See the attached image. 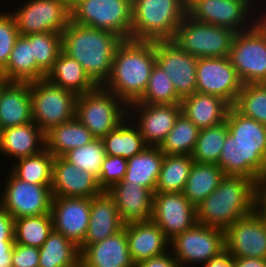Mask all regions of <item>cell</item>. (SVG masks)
I'll return each instance as SVG.
<instances>
[{"instance_id":"1","label":"cell","mask_w":266,"mask_h":267,"mask_svg":"<svg viewBox=\"0 0 266 267\" xmlns=\"http://www.w3.org/2000/svg\"><path fill=\"white\" fill-rule=\"evenodd\" d=\"M228 134L217 165L225 176H243L257 182L266 172V125L228 110Z\"/></svg>"},{"instance_id":"2","label":"cell","mask_w":266,"mask_h":267,"mask_svg":"<svg viewBox=\"0 0 266 267\" xmlns=\"http://www.w3.org/2000/svg\"><path fill=\"white\" fill-rule=\"evenodd\" d=\"M123 41L111 31L70 21L62 32V51L78 61L97 85H103L110 75L115 52Z\"/></svg>"},{"instance_id":"3","label":"cell","mask_w":266,"mask_h":267,"mask_svg":"<svg viewBox=\"0 0 266 267\" xmlns=\"http://www.w3.org/2000/svg\"><path fill=\"white\" fill-rule=\"evenodd\" d=\"M155 64V41L124 40L115 52L110 75L102 86L128 106L143 96Z\"/></svg>"},{"instance_id":"4","label":"cell","mask_w":266,"mask_h":267,"mask_svg":"<svg viewBox=\"0 0 266 267\" xmlns=\"http://www.w3.org/2000/svg\"><path fill=\"white\" fill-rule=\"evenodd\" d=\"M256 210V181L225 176L219 186L196 206L198 224L221 230Z\"/></svg>"},{"instance_id":"5","label":"cell","mask_w":266,"mask_h":267,"mask_svg":"<svg viewBox=\"0 0 266 267\" xmlns=\"http://www.w3.org/2000/svg\"><path fill=\"white\" fill-rule=\"evenodd\" d=\"M186 14L179 0H132L131 39L173 40Z\"/></svg>"},{"instance_id":"6","label":"cell","mask_w":266,"mask_h":267,"mask_svg":"<svg viewBox=\"0 0 266 267\" xmlns=\"http://www.w3.org/2000/svg\"><path fill=\"white\" fill-rule=\"evenodd\" d=\"M127 116L128 106L102 85L77 97L75 117L95 138L102 139Z\"/></svg>"},{"instance_id":"7","label":"cell","mask_w":266,"mask_h":267,"mask_svg":"<svg viewBox=\"0 0 266 267\" xmlns=\"http://www.w3.org/2000/svg\"><path fill=\"white\" fill-rule=\"evenodd\" d=\"M71 21L131 39L132 0H70Z\"/></svg>"},{"instance_id":"8","label":"cell","mask_w":266,"mask_h":267,"mask_svg":"<svg viewBox=\"0 0 266 267\" xmlns=\"http://www.w3.org/2000/svg\"><path fill=\"white\" fill-rule=\"evenodd\" d=\"M235 34L229 28L199 22L186 14L172 41L197 58L227 57Z\"/></svg>"},{"instance_id":"9","label":"cell","mask_w":266,"mask_h":267,"mask_svg":"<svg viewBox=\"0 0 266 267\" xmlns=\"http://www.w3.org/2000/svg\"><path fill=\"white\" fill-rule=\"evenodd\" d=\"M33 122L44 132L75 118L78 95L48 82H30Z\"/></svg>"},{"instance_id":"10","label":"cell","mask_w":266,"mask_h":267,"mask_svg":"<svg viewBox=\"0 0 266 267\" xmlns=\"http://www.w3.org/2000/svg\"><path fill=\"white\" fill-rule=\"evenodd\" d=\"M11 9L19 34H62L71 21L70 0H24ZM17 9V10H16Z\"/></svg>"},{"instance_id":"11","label":"cell","mask_w":266,"mask_h":267,"mask_svg":"<svg viewBox=\"0 0 266 267\" xmlns=\"http://www.w3.org/2000/svg\"><path fill=\"white\" fill-rule=\"evenodd\" d=\"M265 1L199 0L187 14L199 22L229 28L237 33L255 24L259 9Z\"/></svg>"},{"instance_id":"12","label":"cell","mask_w":266,"mask_h":267,"mask_svg":"<svg viewBox=\"0 0 266 267\" xmlns=\"http://www.w3.org/2000/svg\"><path fill=\"white\" fill-rule=\"evenodd\" d=\"M229 58L243 84L266 83V37L255 24L234 35Z\"/></svg>"},{"instance_id":"13","label":"cell","mask_w":266,"mask_h":267,"mask_svg":"<svg viewBox=\"0 0 266 267\" xmlns=\"http://www.w3.org/2000/svg\"><path fill=\"white\" fill-rule=\"evenodd\" d=\"M1 186L2 208L14 219L51 213V185H35L16 178L8 169ZM3 188V189H2Z\"/></svg>"},{"instance_id":"14","label":"cell","mask_w":266,"mask_h":267,"mask_svg":"<svg viewBox=\"0 0 266 267\" xmlns=\"http://www.w3.org/2000/svg\"><path fill=\"white\" fill-rule=\"evenodd\" d=\"M179 265H203L225 250L224 230L196 223L170 240Z\"/></svg>"},{"instance_id":"15","label":"cell","mask_w":266,"mask_h":267,"mask_svg":"<svg viewBox=\"0 0 266 267\" xmlns=\"http://www.w3.org/2000/svg\"><path fill=\"white\" fill-rule=\"evenodd\" d=\"M196 80L197 92L219 96L231 106L243 86L229 56L198 58Z\"/></svg>"},{"instance_id":"16","label":"cell","mask_w":266,"mask_h":267,"mask_svg":"<svg viewBox=\"0 0 266 267\" xmlns=\"http://www.w3.org/2000/svg\"><path fill=\"white\" fill-rule=\"evenodd\" d=\"M155 55L156 64L170 77L181 99L197 92V57L183 51L172 40L155 41Z\"/></svg>"},{"instance_id":"17","label":"cell","mask_w":266,"mask_h":267,"mask_svg":"<svg viewBox=\"0 0 266 267\" xmlns=\"http://www.w3.org/2000/svg\"><path fill=\"white\" fill-rule=\"evenodd\" d=\"M182 113L181 103L128 105V117L138 127L147 146L159 147Z\"/></svg>"},{"instance_id":"18","label":"cell","mask_w":266,"mask_h":267,"mask_svg":"<svg viewBox=\"0 0 266 267\" xmlns=\"http://www.w3.org/2000/svg\"><path fill=\"white\" fill-rule=\"evenodd\" d=\"M151 220L169 240H172L197 223L196 207L189 202L183 192H155Z\"/></svg>"},{"instance_id":"19","label":"cell","mask_w":266,"mask_h":267,"mask_svg":"<svg viewBox=\"0 0 266 267\" xmlns=\"http://www.w3.org/2000/svg\"><path fill=\"white\" fill-rule=\"evenodd\" d=\"M224 242L233 257L266 259V226L261 215L255 210L236 220L224 231Z\"/></svg>"},{"instance_id":"20","label":"cell","mask_w":266,"mask_h":267,"mask_svg":"<svg viewBox=\"0 0 266 267\" xmlns=\"http://www.w3.org/2000/svg\"><path fill=\"white\" fill-rule=\"evenodd\" d=\"M90 209L91 198L53 197L51 204L53 229L79 247L88 230Z\"/></svg>"},{"instance_id":"21","label":"cell","mask_w":266,"mask_h":267,"mask_svg":"<svg viewBox=\"0 0 266 267\" xmlns=\"http://www.w3.org/2000/svg\"><path fill=\"white\" fill-rule=\"evenodd\" d=\"M51 191L53 197L92 198L103 191L97 178L63 157H54Z\"/></svg>"},{"instance_id":"22","label":"cell","mask_w":266,"mask_h":267,"mask_svg":"<svg viewBox=\"0 0 266 267\" xmlns=\"http://www.w3.org/2000/svg\"><path fill=\"white\" fill-rule=\"evenodd\" d=\"M82 267H136L128 248L126 229L90 245H80Z\"/></svg>"},{"instance_id":"23","label":"cell","mask_w":266,"mask_h":267,"mask_svg":"<svg viewBox=\"0 0 266 267\" xmlns=\"http://www.w3.org/2000/svg\"><path fill=\"white\" fill-rule=\"evenodd\" d=\"M115 200L124 224L151 220L154 192L129 181H120L107 191Z\"/></svg>"},{"instance_id":"24","label":"cell","mask_w":266,"mask_h":267,"mask_svg":"<svg viewBox=\"0 0 266 267\" xmlns=\"http://www.w3.org/2000/svg\"><path fill=\"white\" fill-rule=\"evenodd\" d=\"M124 228L135 264L170 250V240L152 220L127 223Z\"/></svg>"},{"instance_id":"25","label":"cell","mask_w":266,"mask_h":267,"mask_svg":"<svg viewBox=\"0 0 266 267\" xmlns=\"http://www.w3.org/2000/svg\"><path fill=\"white\" fill-rule=\"evenodd\" d=\"M45 149V133L32 121L24 125L2 129L0 159L15 162ZM5 157V158H1Z\"/></svg>"},{"instance_id":"26","label":"cell","mask_w":266,"mask_h":267,"mask_svg":"<svg viewBox=\"0 0 266 267\" xmlns=\"http://www.w3.org/2000/svg\"><path fill=\"white\" fill-rule=\"evenodd\" d=\"M123 228L115 200L107 191H103L91 198L88 230L81 245L103 241Z\"/></svg>"},{"instance_id":"27","label":"cell","mask_w":266,"mask_h":267,"mask_svg":"<svg viewBox=\"0 0 266 267\" xmlns=\"http://www.w3.org/2000/svg\"><path fill=\"white\" fill-rule=\"evenodd\" d=\"M230 107L221 97L200 92L181 99L182 113L200 130L224 122Z\"/></svg>"},{"instance_id":"28","label":"cell","mask_w":266,"mask_h":267,"mask_svg":"<svg viewBox=\"0 0 266 267\" xmlns=\"http://www.w3.org/2000/svg\"><path fill=\"white\" fill-rule=\"evenodd\" d=\"M32 121L30 82L10 81L0 96L1 129Z\"/></svg>"},{"instance_id":"29","label":"cell","mask_w":266,"mask_h":267,"mask_svg":"<svg viewBox=\"0 0 266 267\" xmlns=\"http://www.w3.org/2000/svg\"><path fill=\"white\" fill-rule=\"evenodd\" d=\"M45 79L53 85L70 90L77 95L92 91L98 86L85 72L81 64L63 51L59 53Z\"/></svg>"},{"instance_id":"30","label":"cell","mask_w":266,"mask_h":267,"mask_svg":"<svg viewBox=\"0 0 266 267\" xmlns=\"http://www.w3.org/2000/svg\"><path fill=\"white\" fill-rule=\"evenodd\" d=\"M9 81L33 82L45 79L46 74L36 65L30 34L20 35L13 46L8 63L1 71Z\"/></svg>"},{"instance_id":"31","label":"cell","mask_w":266,"mask_h":267,"mask_svg":"<svg viewBox=\"0 0 266 267\" xmlns=\"http://www.w3.org/2000/svg\"><path fill=\"white\" fill-rule=\"evenodd\" d=\"M94 139L92 133L75 117L45 133V148L54 157H62L68 151L84 146Z\"/></svg>"},{"instance_id":"32","label":"cell","mask_w":266,"mask_h":267,"mask_svg":"<svg viewBox=\"0 0 266 267\" xmlns=\"http://www.w3.org/2000/svg\"><path fill=\"white\" fill-rule=\"evenodd\" d=\"M164 153L159 147L147 146L141 153L127 159V171L122 181H129L152 190L161 170Z\"/></svg>"},{"instance_id":"33","label":"cell","mask_w":266,"mask_h":267,"mask_svg":"<svg viewBox=\"0 0 266 267\" xmlns=\"http://www.w3.org/2000/svg\"><path fill=\"white\" fill-rule=\"evenodd\" d=\"M224 177L223 170L217 164L194 162L183 195L196 207L216 190Z\"/></svg>"},{"instance_id":"34","label":"cell","mask_w":266,"mask_h":267,"mask_svg":"<svg viewBox=\"0 0 266 267\" xmlns=\"http://www.w3.org/2000/svg\"><path fill=\"white\" fill-rule=\"evenodd\" d=\"M80 253L75 243L53 229L39 248V267H78Z\"/></svg>"},{"instance_id":"35","label":"cell","mask_w":266,"mask_h":267,"mask_svg":"<svg viewBox=\"0 0 266 267\" xmlns=\"http://www.w3.org/2000/svg\"><path fill=\"white\" fill-rule=\"evenodd\" d=\"M106 155L131 158L141 153L146 143L138 127L127 116L121 124L102 138Z\"/></svg>"},{"instance_id":"36","label":"cell","mask_w":266,"mask_h":267,"mask_svg":"<svg viewBox=\"0 0 266 267\" xmlns=\"http://www.w3.org/2000/svg\"><path fill=\"white\" fill-rule=\"evenodd\" d=\"M54 156L45 148L40 153L9 163L8 170L21 180L35 185H52ZM13 164V165H12Z\"/></svg>"},{"instance_id":"37","label":"cell","mask_w":266,"mask_h":267,"mask_svg":"<svg viewBox=\"0 0 266 267\" xmlns=\"http://www.w3.org/2000/svg\"><path fill=\"white\" fill-rule=\"evenodd\" d=\"M193 163L191 155L164 154L155 192H183Z\"/></svg>"},{"instance_id":"38","label":"cell","mask_w":266,"mask_h":267,"mask_svg":"<svg viewBox=\"0 0 266 267\" xmlns=\"http://www.w3.org/2000/svg\"><path fill=\"white\" fill-rule=\"evenodd\" d=\"M199 133L200 129L181 113L159 148L168 155H192Z\"/></svg>"},{"instance_id":"39","label":"cell","mask_w":266,"mask_h":267,"mask_svg":"<svg viewBox=\"0 0 266 267\" xmlns=\"http://www.w3.org/2000/svg\"><path fill=\"white\" fill-rule=\"evenodd\" d=\"M53 230L51 213L14 219V242L40 248Z\"/></svg>"},{"instance_id":"40","label":"cell","mask_w":266,"mask_h":267,"mask_svg":"<svg viewBox=\"0 0 266 267\" xmlns=\"http://www.w3.org/2000/svg\"><path fill=\"white\" fill-rule=\"evenodd\" d=\"M228 134L226 120L218 125L200 130L192 159L196 163L217 164Z\"/></svg>"},{"instance_id":"41","label":"cell","mask_w":266,"mask_h":267,"mask_svg":"<svg viewBox=\"0 0 266 267\" xmlns=\"http://www.w3.org/2000/svg\"><path fill=\"white\" fill-rule=\"evenodd\" d=\"M233 107L245 117L266 125V83L243 84Z\"/></svg>"},{"instance_id":"42","label":"cell","mask_w":266,"mask_h":267,"mask_svg":"<svg viewBox=\"0 0 266 267\" xmlns=\"http://www.w3.org/2000/svg\"><path fill=\"white\" fill-rule=\"evenodd\" d=\"M137 102L142 104H177L181 103V98L176 94L167 73L155 64L146 90Z\"/></svg>"},{"instance_id":"43","label":"cell","mask_w":266,"mask_h":267,"mask_svg":"<svg viewBox=\"0 0 266 267\" xmlns=\"http://www.w3.org/2000/svg\"><path fill=\"white\" fill-rule=\"evenodd\" d=\"M36 65L47 74L62 51V34L53 32L30 34Z\"/></svg>"},{"instance_id":"44","label":"cell","mask_w":266,"mask_h":267,"mask_svg":"<svg viewBox=\"0 0 266 267\" xmlns=\"http://www.w3.org/2000/svg\"><path fill=\"white\" fill-rule=\"evenodd\" d=\"M62 157L98 179L102 163L106 158V151L102 139L95 138L84 146L68 151Z\"/></svg>"},{"instance_id":"45","label":"cell","mask_w":266,"mask_h":267,"mask_svg":"<svg viewBox=\"0 0 266 267\" xmlns=\"http://www.w3.org/2000/svg\"><path fill=\"white\" fill-rule=\"evenodd\" d=\"M7 10H0V72L6 67L13 46L20 36L16 21Z\"/></svg>"},{"instance_id":"46","label":"cell","mask_w":266,"mask_h":267,"mask_svg":"<svg viewBox=\"0 0 266 267\" xmlns=\"http://www.w3.org/2000/svg\"><path fill=\"white\" fill-rule=\"evenodd\" d=\"M127 171V159L120 156L106 155L102 166L98 184L102 191H108L116 183L122 181Z\"/></svg>"},{"instance_id":"47","label":"cell","mask_w":266,"mask_h":267,"mask_svg":"<svg viewBox=\"0 0 266 267\" xmlns=\"http://www.w3.org/2000/svg\"><path fill=\"white\" fill-rule=\"evenodd\" d=\"M12 267H39V248L14 244Z\"/></svg>"},{"instance_id":"48","label":"cell","mask_w":266,"mask_h":267,"mask_svg":"<svg viewBox=\"0 0 266 267\" xmlns=\"http://www.w3.org/2000/svg\"><path fill=\"white\" fill-rule=\"evenodd\" d=\"M14 244V218L0 208V245Z\"/></svg>"},{"instance_id":"49","label":"cell","mask_w":266,"mask_h":267,"mask_svg":"<svg viewBox=\"0 0 266 267\" xmlns=\"http://www.w3.org/2000/svg\"><path fill=\"white\" fill-rule=\"evenodd\" d=\"M179 264L173 256L171 250L164 254L151 257L136 264V267H178Z\"/></svg>"},{"instance_id":"50","label":"cell","mask_w":266,"mask_h":267,"mask_svg":"<svg viewBox=\"0 0 266 267\" xmlns=\"http://www.w3.org/2000/svg\"><path fill=\"white\" fill-rule=\"evenodd\" d=\"M256 211L266 215V172L256 182Z\"/></svg>"},{"instance_id":"51","label":"cell","mask_w":266,"mask_h":267,"mask_svg":"<svg viewBox=\"0 0 266 267\" xmlns=\"http://www.w3.org/2000/svg\"><path fill=\"white\" fill-rule=\"evenodd\" d=\"M203 267H233V256L226 250L218 256L211 258L202 265Z\"/></svg>"},{"instance_id":"52","label":"cell","mask_w":266,"mask_h":267,"mask_svg":"<svg viewBox=\"0 0 266 267\" xmlns=\"http://www.w3.org/2000/svg\"><path fill=\"white\" fill-rule=\"evenodd\" d=\"M233 267H266V259L233 257Z\"/></svg>"},{"instance_id":"53","label":"cell","mask_w":266,"mask_h":267,"mask_svg":"<svg viewBox=\"0 0 266 267\" xmlns=\"http://www.w3.org/2000/svg\"><path fill=\"white\" fill-rule=\"evenodd\" d=\"M14 245H0V266L12 267V248Z\"/></svg>"},{"instance_id":"54","label":"cell","mask_w":266,"mask_h":267,"mask_svg":"<svg viewBox=\"0 0 266 267\" xmlns=\"http://www.w3.org/2000/svg\"><path fill=\"white\" fill-rule=\"evenodd\" d=\"M255 25L263 32L266 37V3L259 9Z\"/></svg>"},{"instance_id":"55","label":"cell","mask_w":266,"mask_h":267,"mask_svg":"<svg viewBox=\"0 0 266 267\" xmlns=\"http://www.w3.org/2000/svg\"><path fill=\"white\" fill-rule=\"evenodd\" d=\"M182 8L186 11V13L194 7V5L199 1V0H179Z\"/></svg>"},{"instance_id":"56","label":"cell","mask_w":266,"mask_h":267,"mask_svg":"<svg viewBox=\"0 0 266 267\" xmlns=\"http://www.w3.org/2000/svg\"><path fill=\"white\" fill-rule=\"evenodd\" d=\"M9 82L5 75L0 72V96Z\"/></svg>"},{"instance_id":"57","label":"cell","mask_w":266,"mask_h":267,"mask_svg":"<svg viewBox=\"0 0 266 267\" xmlns=\"http://www.w3.org/2000/svg\"><path fill=\"white\" fill-rule=\"evenodd\" d=\"M197 267V265H179L178 267ZM199 267H203L202 265H199Z\"/></svg>"},{"instance_id":"58","label":"cell","mask_w":266,"mask_h":267,"mask_svg":"<svg viewBox=\"0 0 266 267\" xmlns=\"http://www.w3.org/2000/svg\"><path fill=\"white\" fill-rule=\"evenodd\" d=\"M261 217H262V220H263V222H264V224L266 226V215H261Z\"/></svg>"},{"instance_id":"59","label":"cell","mask_w":266,"mask_h":267,"mask_svg":"<svg viewBox=\"0 0 266 267\" xmlns=\"http://www.w3.org/2000/svg\"><path fill=\"white\" fill-rule=\"evenodd\" d=\"M1 189H0V208H2V200H1Z\"/></svg>"},{"instance_id":"60","label":"cell","mask_w":266,"mask_h":267,"mask_svg":"<svg viewBox=\"0 0 266 267\" xmlns=\"http://www.w3.org/2000/svg\"><path fill=\"white\" fill-rule=\"evenodd\" d=\"M1 135H2V129L0 127V144H1Z\"/></svg>"}]
</instances>
